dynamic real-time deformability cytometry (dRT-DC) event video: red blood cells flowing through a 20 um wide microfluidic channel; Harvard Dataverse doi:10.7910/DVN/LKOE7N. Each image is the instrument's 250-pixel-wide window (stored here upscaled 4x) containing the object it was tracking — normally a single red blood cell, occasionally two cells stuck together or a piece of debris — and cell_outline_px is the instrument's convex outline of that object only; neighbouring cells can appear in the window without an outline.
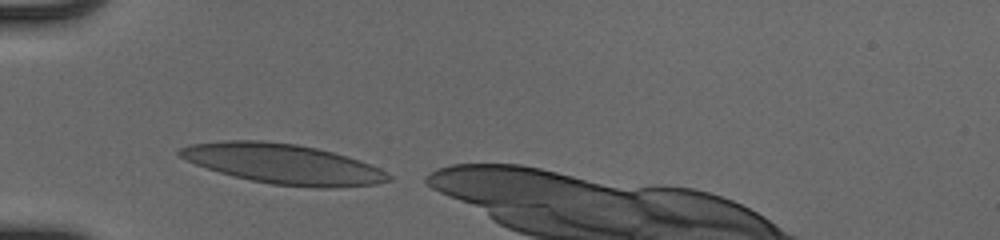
{"species": "human", "species_latin": "Homo sapiens", "temperature_condition": "cold", "stored_images_in_passage": 27, "camera_frame_rate_fps": 3000, "um_per_image_px": 0.085, "donor": {"sex": "male"}, "frame": {"image": 1, "passage_image": 1, "time_ms": 0.0, "image_size_px": [1000, 240], "cell_outline_px": [[392, 180], [376, 184], [328, 188], [316, 188], [272, 184], [252, 180], [220, 172], [184, 160], [176, 152], [176, 148], [188, 144], [224, 140], [260, 140], [296, 144], [316, 148], [348, 156], [380, 168], [392, 176]], "centroid_in_image_um": [24.05, 13.92], "position_along_channel_um": 61.0, "area_um2": 48.61}}
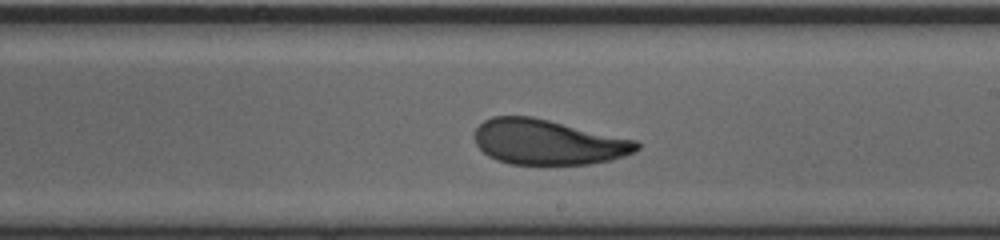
{"frame": {"image": 2, "passage_image": 15, "time_ms": 4.667, "image_size_px": [1000, 240], "cell_outline_px": [[640, 148], [636, 152], [612, 160], [588, 164], [508, 164], [496, 160], [488, 156], [476, 144], [476, 128], [484, 120], [492, 116], [532, 116], [636, 140], [640, 144]], "centroid_in_image_um": [46.59, 12.08], "position_along_channel_um": 242.4, "area_um2": 42.66}}
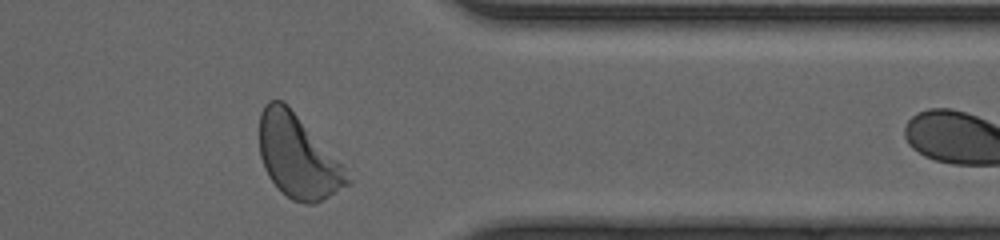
{"frame": {"image": 3, "passage_image": 26, "time_ms": 8.333, "image_size_px": [1000, 240], "cell_outline_px": [[352, 184], [324, 200], [312, 204], [304, 204], [292, 200], [280, 192], [276, 188], [268, 176], [264, 168], [260, 156], [260, 112], [264, 104], [268, 100], [284, 100], [288, 104], [344, 168], [352, 180]], "centroid_in_image_um": [25.3, 13.33], "position_along_channel_um": 386.1, "area_um2": 42.66}, "authors_computed_cell_mechanics": {"area_um2": 42.9454, "velocity_mm_per_s": 4.094, "shape_relaxation_time_tau1_ms": 3.7899, "shape_relaxation_time_tau2_ms": 1.2797, "deformation_change_tau1": 0.1634, "deformation_change_tau2": 0.0661}}